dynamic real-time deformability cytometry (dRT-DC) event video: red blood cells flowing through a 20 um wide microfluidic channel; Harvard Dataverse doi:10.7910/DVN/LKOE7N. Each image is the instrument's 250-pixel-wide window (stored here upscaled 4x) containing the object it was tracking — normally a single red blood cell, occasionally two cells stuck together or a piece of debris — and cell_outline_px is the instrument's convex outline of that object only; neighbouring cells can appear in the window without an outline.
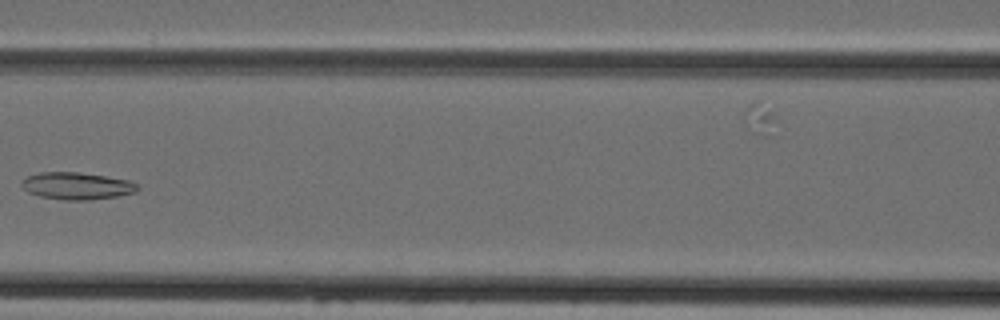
{"species": "Egyptian fruit bat (a non-hibernating species)", "species_latin": "Rousettus aegyptiacus", "temperature_condition": "cold", "stored_images_in_passage": 7, "camera_frame_rate_fps": 3000, "um_per_image_px": 0.085, "animal": {"sex": "female"}, "frame": {"image": 1, "passage_image": 6, "time_ms": 6.667, "image_size_px": [1000, 320], "cell_outline_px": [[140, 188], [136, 192], [116, 196], [88, 200], [64, 200], [40, 196], [28, 192], [20, 184], [28, 176], [40, 172], [76, 172], [104, 176], [128, 180], [140, 184]], "centroid_in_image_um": [6.56, 15.8], "position_along_channel_um": 160.0, "area_um2": 18.21}}
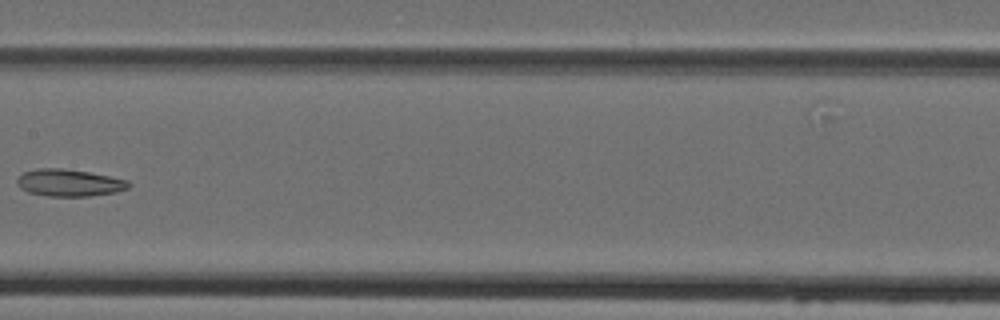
{"frame": {"image": 2, "passage_image": 7, "time_ms": 7.667, "image_size_px": [1000, 320], "cell_outline_px": [[132, 184], [128, 188], [116, 192], [88, 196], [48, 196], [28, 192], [20, 188], [16, 184], [16, 180], [24, 172], [40, 168], [60, 168], [88, 172], [128, 180]], "centroid_in_image_um": [5.88, 15.54], "position_along_channel_um": 201.5, "area_um2": 17.51}}